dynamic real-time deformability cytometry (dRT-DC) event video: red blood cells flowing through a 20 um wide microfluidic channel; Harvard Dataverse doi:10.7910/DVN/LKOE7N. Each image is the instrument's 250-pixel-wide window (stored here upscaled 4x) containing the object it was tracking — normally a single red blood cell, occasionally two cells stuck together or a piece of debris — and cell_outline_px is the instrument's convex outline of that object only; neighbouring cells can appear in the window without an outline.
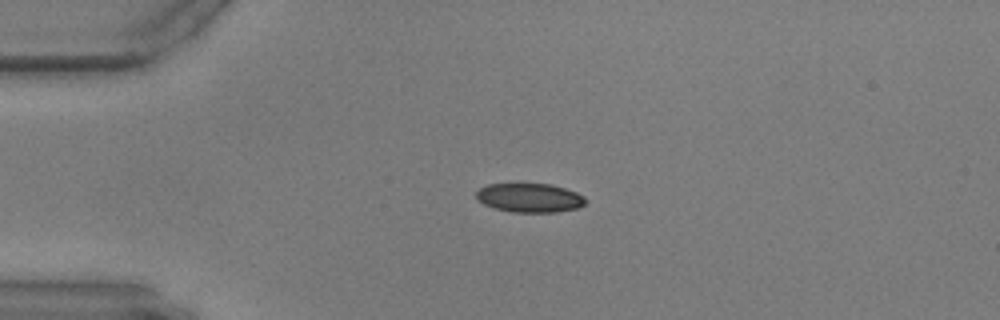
{"species": "common noctule bat (a hibernating species)", "species_latin": "Nyctalus noctula", "temperature_condition": "warm", "stored_images_in_passage": 38, "camera_frame_rate_fps": 3000, "um_per_image_px": 0.085, "animal": {"sex": "male", "body_mass_g": 17.9, "forearm_length_mm": 54.2}, "frame": {"image": 1, "passage_image": 1, "time_ms": 0.0, "image_size_px": [1000, 320], "cell_outline_px": [[588, 200], [584, 204], [576, 208], [556, 212], [512, 212], [496, 208], [484, 204], [476, 200], [476, 192], [480, 188], [488, 184], [552, 184], [576, 192], [584, 196]], "centroid_in_image_um": [45.02, 16.81], "position_along_channel_um": 40.0, "area_um2": 18.44}}
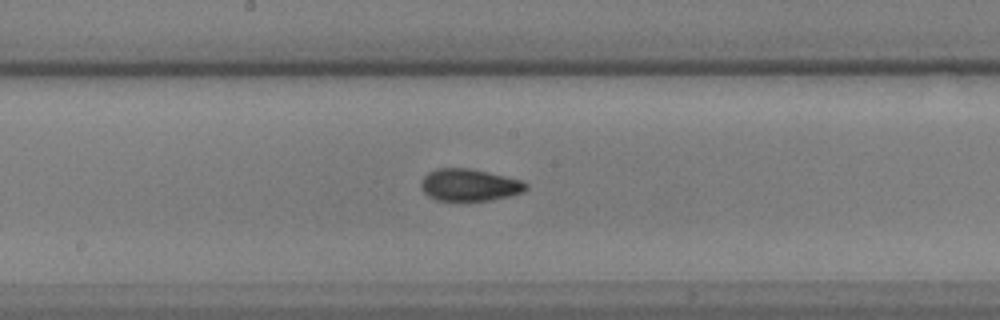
{"frame": {"image": 2, "passage_image": 18, "time_ms": 5.667, "image_size_px": [1000, 320], "cell_outline_px": [[528, 188], [524, 192], [512, 196], [492, 200], [436, 200], [428, 196], [420, 188], [420, 180], [428, 172], [436, 168], [468, 168], [488, 172], [520, 180], [528, 184]], "centroid_in_image_um": [39.89, 15.72], "position_along_channel_um": 208.3, "area_um2": 19.77}}
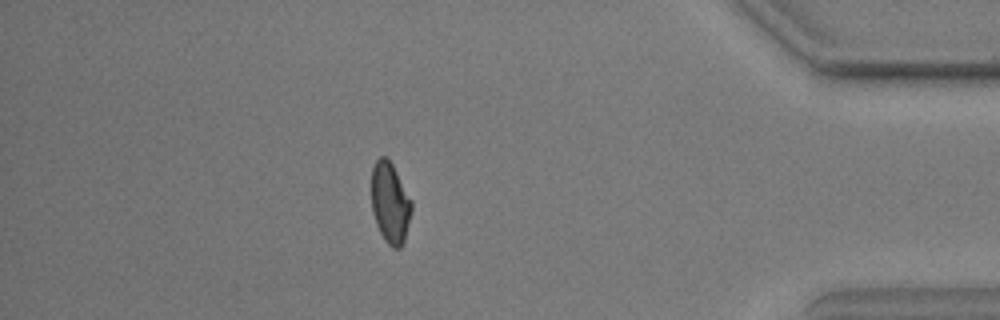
{"frame": {"image": 3, "passage_image": 38, "time_ms": 12.333, "image_size_px": [1000, 320], "cell_outline_px": [[412, 208], [404, 240], [400, 248], [392, 248], [384, 240], [376, 224], [372, 212], [372, 168], [376, 160], [380, 156], [384, 156], [392, 164], [412, 200]], "centroid_in_image_um": [33.15, 17.25], "position_along_channel_um": 402.0, "area_um2": 18.79}}